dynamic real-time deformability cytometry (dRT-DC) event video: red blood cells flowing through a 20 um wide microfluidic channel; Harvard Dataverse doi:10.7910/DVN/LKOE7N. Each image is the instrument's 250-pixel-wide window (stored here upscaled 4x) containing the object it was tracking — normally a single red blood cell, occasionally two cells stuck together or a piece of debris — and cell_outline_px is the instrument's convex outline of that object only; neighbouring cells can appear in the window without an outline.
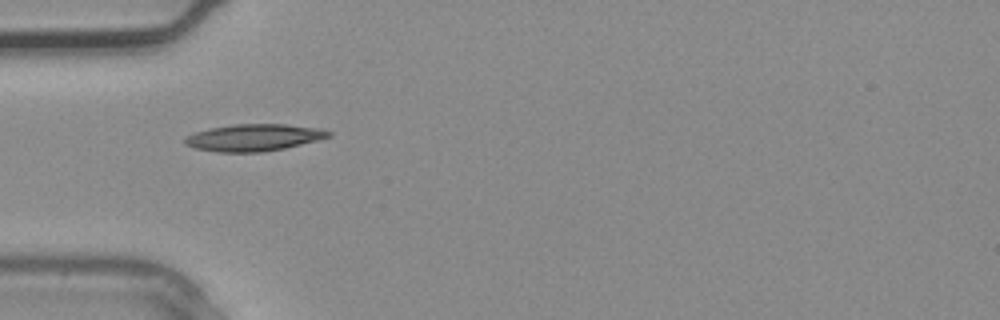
{"species": "common noctule bat (a hibernating species)", "species_latin": "Nyctalus noctula", "temperature_condition": "warm", "stored_images_in_passage": 3, "camera_frame_rate_fps": 3000, "um_per_image_px": 0.085, "animal": {"sex": "male", "body_mass_g": 20.4}, "frame": {"image": 1, "passage_image": 3, "time_ms": 0.667, "image_size_px": [1000, 320], "cell_outline_px": [[332, 136], [284, 148], [264, 152], [216, 152], [196, 148], [184, 144], [184, 136], [196, 132], [212, 128], [236, 124], [284, 124], [320, 128], [332, 132]], "centroid_in_image_um": [21.57, 11.69], "position_along_channel_um": 63.4, "area_um2": 22.43}}